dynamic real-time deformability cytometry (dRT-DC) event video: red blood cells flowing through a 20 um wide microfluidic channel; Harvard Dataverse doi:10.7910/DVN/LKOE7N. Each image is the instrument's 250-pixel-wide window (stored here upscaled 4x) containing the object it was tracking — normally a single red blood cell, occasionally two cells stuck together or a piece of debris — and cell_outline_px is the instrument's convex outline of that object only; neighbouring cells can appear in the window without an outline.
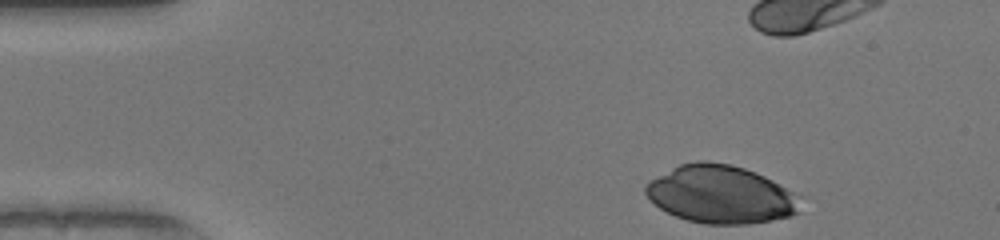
{"species": "human", "species_latin": "Homo sapiens", "temperature_condition": "warm", "stored_images_in_passage": 31, "camera_frame_rate_fps": 3000, "um_per_image_px": 0.085, "donor": {"sex": "female"}, "frame": {"image": 1, "passage_image": 1, "time_ms": 0.0, "image_size_px": [1000, 240], "cell_outline_px": [[800, 212], [788, 216], [748, 224], [704, 224], [688, 220], [676, 216], [660, 208], [644, 192], [644, 188], [652, 180], [672, 168], [680, 164], [696, 160], [704, 160], [728, 164], [744, 168], [764, 176], [772, 180], [792, 192]], "centroid_in_image_um": [61.21, 16.52], "position_along_channel_um": 23.8, "area_um2": 51.21}}